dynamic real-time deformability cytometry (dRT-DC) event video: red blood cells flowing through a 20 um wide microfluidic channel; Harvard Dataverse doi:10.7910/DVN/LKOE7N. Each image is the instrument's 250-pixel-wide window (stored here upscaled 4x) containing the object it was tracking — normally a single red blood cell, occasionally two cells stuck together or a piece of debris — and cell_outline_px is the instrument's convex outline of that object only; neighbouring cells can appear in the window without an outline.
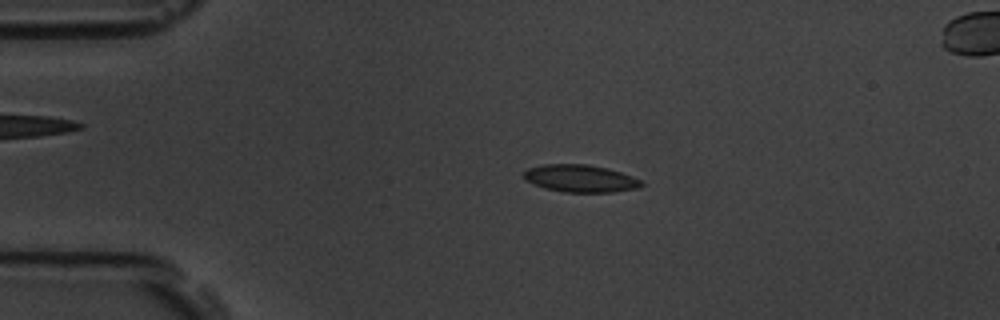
{"species": "common noctule bat (a hibernating species)", "species_latin": "Nyctalus noctula", "temperature_condition": "room temperature", "stored_images_in_passage": 4, "segment_of_instrument_passage": [1, 2], "camera_frame_rate_fps": 3000, "um_per_image_px": 0.085, "animal": {"sex": "male", "body_mass_g": 19.5, "forearm_length_mm": 54.6}, "frame": {"image": 1, "passage_image": 2, "time_ms": 0.333, "image_size_px": [1000, 320], "cell_outline_px": [[644, 184], [636, 188], [612, 192], [564, 192], [544, 188], [524, 180], [524, 172], [528, 168], [544, 164], [588, 164], [608, 168], [632, 176], [640, 180]], "centroid_in_image_um": [49.3, 15.16], "position_along_channel_um": 35.7, "area_um2": 18.73}}